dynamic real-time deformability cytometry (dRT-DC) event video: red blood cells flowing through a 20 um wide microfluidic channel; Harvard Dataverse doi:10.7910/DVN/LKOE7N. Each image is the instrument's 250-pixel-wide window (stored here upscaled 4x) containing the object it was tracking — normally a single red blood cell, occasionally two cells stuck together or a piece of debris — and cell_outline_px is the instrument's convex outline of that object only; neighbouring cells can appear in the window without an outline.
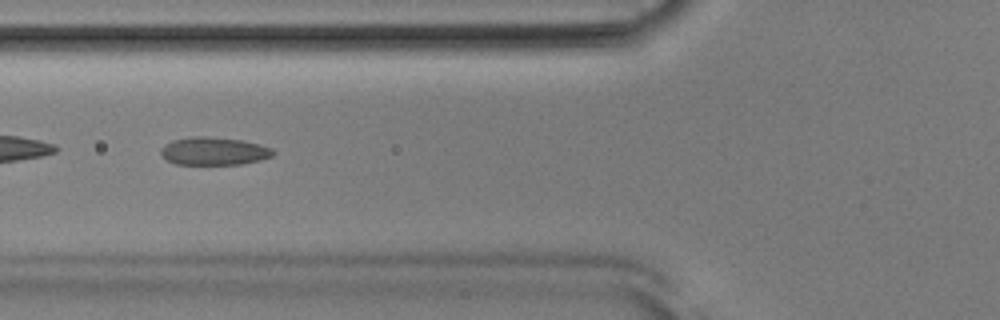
{"species": "Egyptian fruit bat (a non-hibernating species)", "species_latin": "Rousettus aegyptiacus", "temperature_condition": "room temperature", "stored_images_in_passage": 38, "camera_frame_rate_fps": 3000, "um_per_image_px": 0.085, "animal": {"sex": "male"}, "frame": {"image": 1, "passage_image": 6, "time_ms": 1.667, "image_size_px": [1000, 320], "cell_outline_px": [[276, 152], [272, 156], [260, 160], [240, 164], [176, 164], [168, 160], [160, 152], [160, 148], [164, 144], [172, 140], [192, 136], [208, 136], [240, 140], [260, 144], [272, 148]], "centroid_in_image_um": [18.18, 12.83], "position_along_channel_um": 107.6, "area_um2": 18.26}}
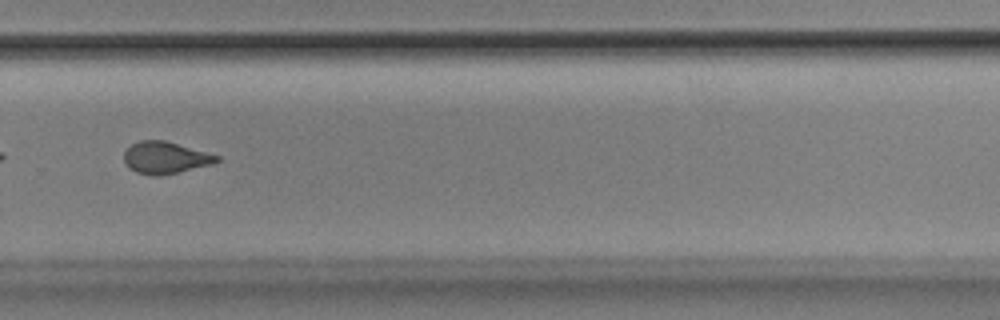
{"frame": {"image": 2, "passage_image": 22, "time_ms": 7.0, "image_size_px": [1000, 320], "cell_outline_px": [[220, 160], [216, 164], [160, 176], [152, 176], [136, 172], [128, 168], [124, 164], [124, 152], [132, 144], [140, 140], [164, 140], [220, 156]], "centroid_in_image_um": [14.06, 13.42], "position_along_channel_um": 315.7, "area_um2": 17.46}, "authors_computed_cell_mechanics": {"area_um2": 17.5423, "velocity_mm_per_s": 3.9066, "shape_relaxation_time_tau1_ms": 4.8478, "shape_relaxation_time_tau2_ms": 1.2928, "deformation_change_tau1": 0.1261, "deformation_change_tau2": 0.0737}}